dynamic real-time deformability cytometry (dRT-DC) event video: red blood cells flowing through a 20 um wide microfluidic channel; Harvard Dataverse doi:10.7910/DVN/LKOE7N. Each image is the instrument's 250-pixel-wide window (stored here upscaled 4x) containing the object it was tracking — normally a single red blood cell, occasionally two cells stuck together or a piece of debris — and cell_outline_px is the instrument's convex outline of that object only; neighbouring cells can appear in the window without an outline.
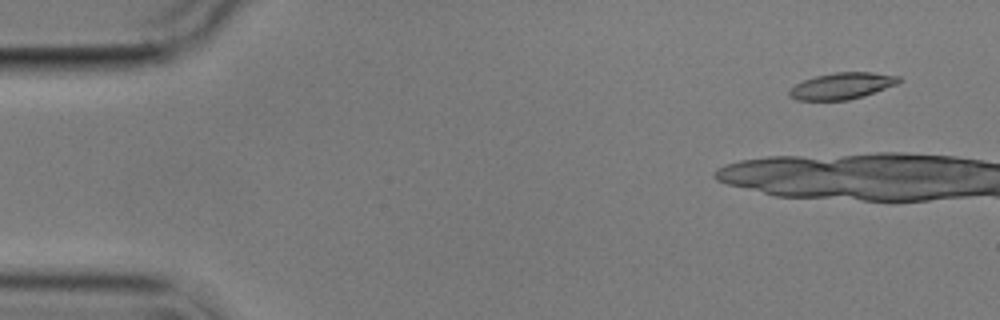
{"species": "common noctule bat (a hibernating species)", "species_latin": "Nyctalus noctula", "temperature_condition": "cold", "stored_images_in_passage": 5, "camera_frame_rate_fps": 3000, "um_per_image_px": 0.085, "animal": {"sex": "male", "body_mass_g": 17.9}, "frame": {"image": 1, "passage_image": 1, "time_ms": 0.0, "image_size_px": [1000, 320], "cell_outline_px": [[904, 80], [896, 84], [864, 96], [848, 100], [796, 100], [788, 96], [788, 92], [796, 84], [804, 80], [816, 76], [836, 72], [872, 72], [900, 76]], "centroid_in_image_um": [71.59, 7.3], "position_along_channel_um": 13.4, "area_um2": 16.88}}